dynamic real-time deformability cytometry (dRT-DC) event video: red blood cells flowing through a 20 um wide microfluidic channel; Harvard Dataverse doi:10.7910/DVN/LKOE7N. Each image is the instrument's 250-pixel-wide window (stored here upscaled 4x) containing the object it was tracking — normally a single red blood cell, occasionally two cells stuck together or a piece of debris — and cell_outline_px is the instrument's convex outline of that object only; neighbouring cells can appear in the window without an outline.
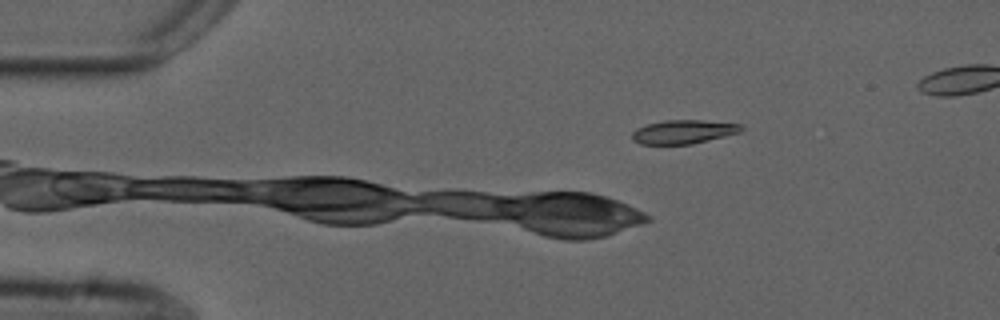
{"species": "common noctule bat (a hibernating species)", "species_latin": "Nyctalus noctula", "temperature_condition": "cold", "stored_images_in_passage": 42, "camera_frame_rate_fps": 3000, "um_per_image_px": 0.085, "animal": {"sex": "male", "forearm_length_mm": 52.5}, "frame": {"image": 1, "passage_image": 1, "time_ms": 0.0, "image_size_px": [1000, 320], "cell_outline_px": [[744, 128], [740, 132], [692, 144], [640, 144], [632, 140], [632, 132], [636, 128], [648, 124], [664, 120], [700, 120], [740, 124]], "centroid_in_image_um": [58.06, 11.2], "position_along_channel_um": 26.9, "area_um2": 15.03}, "authors_computed_cell_mechanics": {"area_um2": 16.4152, "velocity_mm_per_s": 3.727, "shape_relaxation_time_tau1_ms": null, "shape_relaxation_time_tau2_ms": 5.2152, "deformation_change_tau1": null, "deformation_change_tau2": 0.096}}